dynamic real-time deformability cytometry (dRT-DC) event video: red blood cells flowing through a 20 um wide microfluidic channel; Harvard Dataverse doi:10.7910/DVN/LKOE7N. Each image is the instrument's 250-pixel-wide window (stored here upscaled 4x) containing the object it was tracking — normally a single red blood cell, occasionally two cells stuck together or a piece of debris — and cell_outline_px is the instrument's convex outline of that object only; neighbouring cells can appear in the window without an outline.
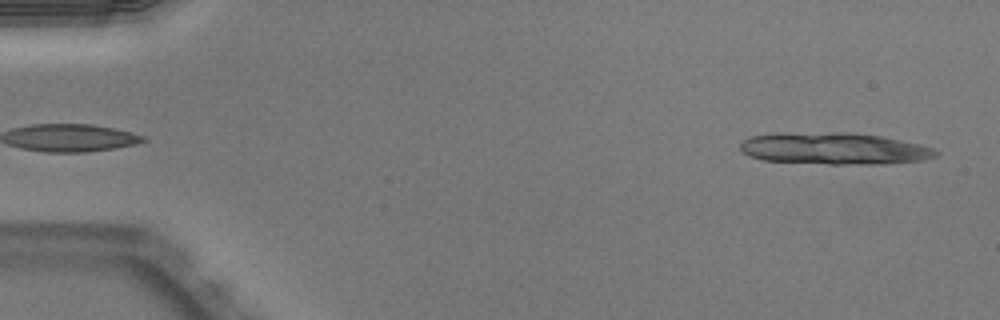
{"species": "Egyptian fruit bat (a non-hibernating species)", "species_latin": "Rousettus aegyptiacus", "temperature_condition": "warm", "stored_images_in_passage": 13, "camera_frame_rate_fps": 3000, "um_per_image_px": 0.085, "animal": {"sex": "male"}, "frame": {"image": 1, "passage_image": 1, "time_ms": 0.0, "image_size_px": [1000, 320], "cell_outline_px": [[940, 152], [936, 156], [924, 160], [876, 164], [828, 164], [764, 160], [748, 156], [740, 148], [740, 144], [748, 136], [776, 132], [852, 132], [880, 136], [920, 144], [932, 148]], "centroid_in_image_um": [70.86, 12.61], "position_along_channel_um": 14.1, "area_um2": 36.59}}